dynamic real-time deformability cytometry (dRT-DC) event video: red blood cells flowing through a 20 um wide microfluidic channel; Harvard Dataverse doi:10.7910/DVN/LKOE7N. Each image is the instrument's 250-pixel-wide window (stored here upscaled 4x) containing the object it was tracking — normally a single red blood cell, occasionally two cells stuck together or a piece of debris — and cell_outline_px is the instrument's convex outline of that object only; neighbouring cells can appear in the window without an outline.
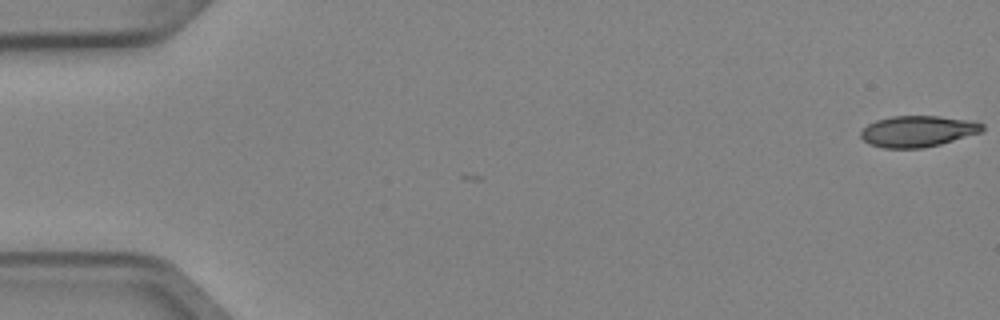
{"species": "Egyptian fruit bat (a non-hibernating species)", "species_latin": "Rousettus aegyptiacus", "temperature_condition": "cold", "stored_images_in_passage": 2, "camera_frame_rate_fps": 3000, "um_per_image_px": 0.085, "animal": {"sex": "female"}, "frame": {"image": 1, "passage_image": 2, "time_ms": 0.333, "image_size_px": [1000, 320], "cell_outline_px": [[984, 128], [980, 132], [940, 144], [920, 148], [884, 148], [868, 144], [860, 136], [860, 132], [868, 124], [876, 120], [892, 116], [936, 116], [972, 120], [984, 124]], "centroid_in_image_um": [77.99, 11.15], "position_along_channel_um": 7.0, "area_um2": 21.96}}